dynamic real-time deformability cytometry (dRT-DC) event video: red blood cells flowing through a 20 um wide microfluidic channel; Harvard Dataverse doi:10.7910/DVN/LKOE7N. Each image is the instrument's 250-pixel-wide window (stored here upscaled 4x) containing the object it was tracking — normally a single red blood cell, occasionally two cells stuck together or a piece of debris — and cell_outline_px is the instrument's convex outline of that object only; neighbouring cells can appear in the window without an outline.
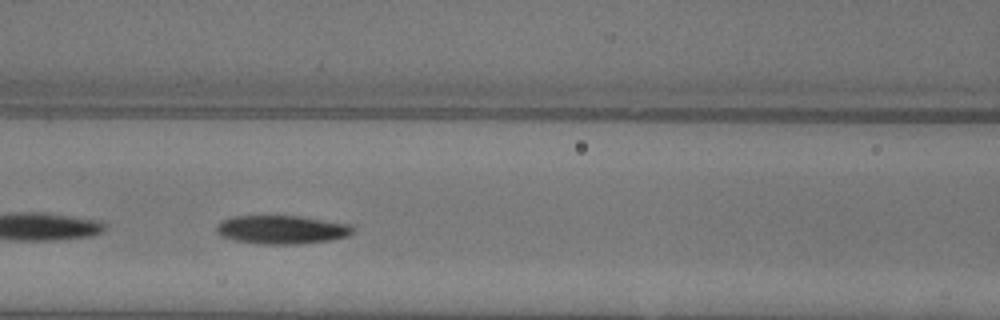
{"species": "common noctule bat (a hibernating species)", "species_latin": "Nyctalus noctula", "temperature_condition": "warm", "stored_images_in_passage": 29, "camera_frame_rate_fps": 3000, "um_per_image_px": 0.085, "animal": {"sex": "female"}, "frame": {"image": 1, "passage_image": 13, "time_ms": 4.0, "image_size_px": [1000, 320], "cell_outline_px": [[356, 232], [348, 236], [332, 240], [296, 244], [260, 244], [236, 240], [220, 236], [216, 232], [216, 224], [232, 216], [300, 216], [348, 224], [356, 228]], "centroid_in_image_um": [23.97, 19.52], "position_along_channel_um": 142.6, "area_um2": 22.77}}